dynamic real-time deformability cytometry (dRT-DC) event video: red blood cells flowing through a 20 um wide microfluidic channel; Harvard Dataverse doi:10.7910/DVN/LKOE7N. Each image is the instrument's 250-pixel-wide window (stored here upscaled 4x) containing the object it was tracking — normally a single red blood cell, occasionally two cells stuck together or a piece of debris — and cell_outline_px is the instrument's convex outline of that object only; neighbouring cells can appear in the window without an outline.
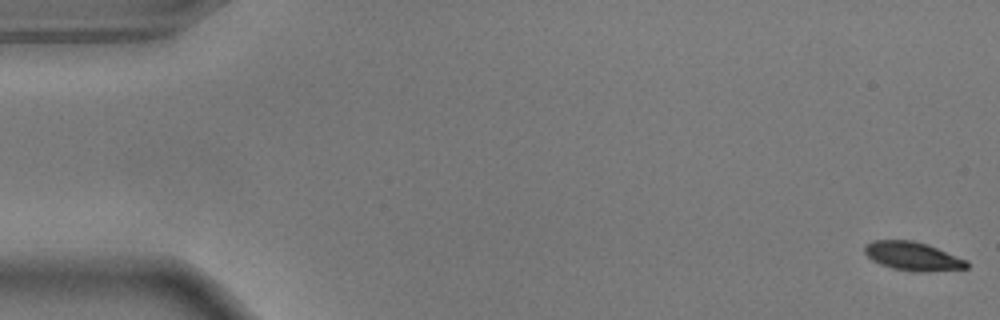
{"species": "common noctule bat (a hibernating species)", "species_latin": "Nyctalus noctula", "temperature_condition": "warm", "stored_images_in_passage": 9, "camera_frame_rate_fps": 3000, "um_per_image_px": 0.085, "animal": {"sex": "male", "body_mass_g": 17.9}, "frame": {"image": 1, "passage_image": 1, "time_ms": 0.0, "image_size_px": [1000, 320], "cell_outline_px": [[968, 268], [920, 272], [912, 272], [892, 268], [880, 264], [872, 260], [864, 252], [864, 248], [872, 240], [912, 240], [928, 244], [968, 260]], "centroid_in_image_um": [77.6, 21.78], "position_along_channel_um": 7.4, "area_um2": 17.11}}